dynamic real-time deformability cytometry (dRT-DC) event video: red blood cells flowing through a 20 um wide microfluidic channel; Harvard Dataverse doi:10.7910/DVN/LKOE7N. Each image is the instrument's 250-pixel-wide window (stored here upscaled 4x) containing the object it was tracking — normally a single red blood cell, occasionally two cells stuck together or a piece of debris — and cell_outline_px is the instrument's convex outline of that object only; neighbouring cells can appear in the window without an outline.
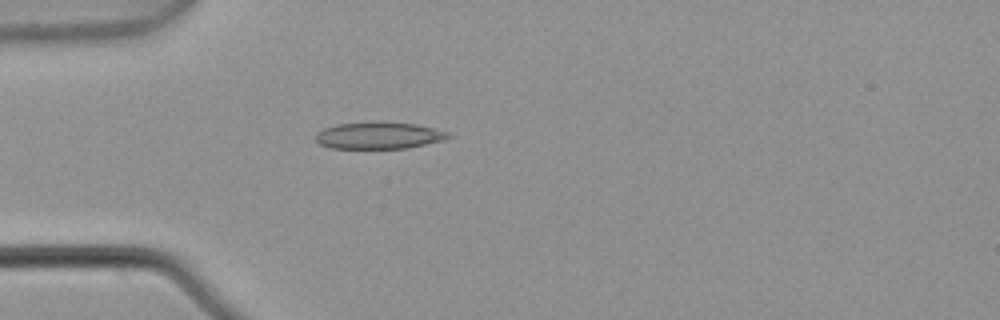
{"species": "common noctule bat (a hibernating species)", "species_latin": "Nyctalus noctula", "temperature_condition": "warm", "stored_images_in_passage": 4, "camera_frame_rate_fps": 3000, "um_per_image_px": 0.085, "animal": {"sex": "male", "body_mass_g": 21.5, "forearm_length_mm": 52.0}, "frame": {"image": 1, "passage_image": 4, "time_ms": 1.0, "image_size_px": [1000, 320], "cell_outline_px": [[452, 136], [444, 140], [408, 148], [332, 148], [320, 144], [316, 140], [316, 132], [324, 128], [336, 124], [416, 124], [448, 132]], "centroid_in_image_um": [32.21, 11.55], "position_along_channel_um": 52.8, "area_um2": 19.88}}